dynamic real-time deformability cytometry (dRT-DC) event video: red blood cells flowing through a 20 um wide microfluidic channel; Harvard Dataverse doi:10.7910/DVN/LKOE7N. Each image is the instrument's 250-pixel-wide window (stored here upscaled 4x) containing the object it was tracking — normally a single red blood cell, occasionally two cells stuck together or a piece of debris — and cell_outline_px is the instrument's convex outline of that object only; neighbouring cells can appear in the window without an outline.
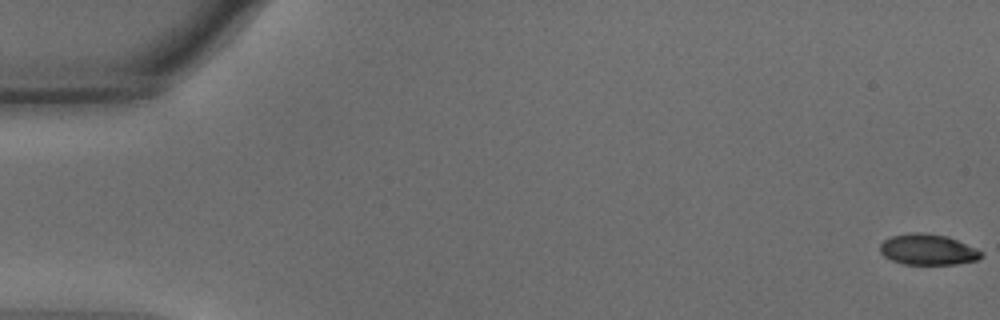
{"species": "common noctule bat (a hibernating species)", "species_latin": "Nyctalus noctula", "temperature_condition": "warm", "stored_images_in_passage": 55, "camera_frame_rate_fps": 3000, "um_per_image_px": 0.085, "animal": {"sex": "male", "body_mass_g": 15.6}, "frame": {"image": 1, "passage_image": 1, "time_ms": 0.0, "image_size_px": [1000, 320], "cell_outline_px": [[984, 256], [976, 260], [956, 264], [904, 264], [892, 260], [884, 256], [880, 252], [880, 244], [884, 240], [892, 236], [908, 232], [920, 232], [948, 236], [976, 248], [984, 252]], "centroid_in_image_um": [78.88, 21.2], "position_along_channel_um": 6.1, "area_um2": 18.26}}
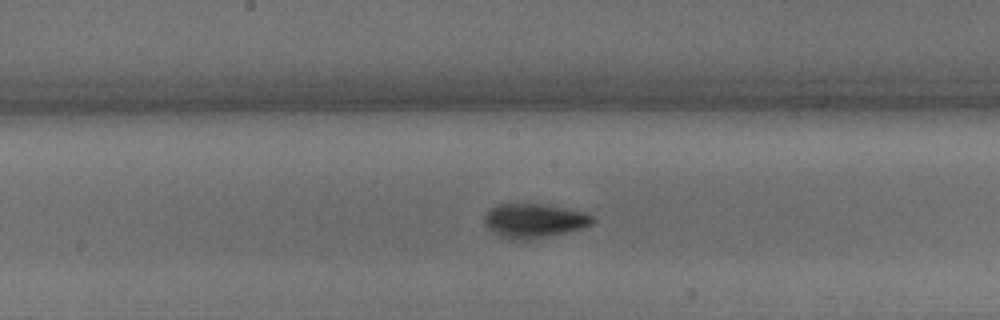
{"frame": {"image": 2, "passage_image": 29, "time_ms": 9.333, "image_size_px": [1000, 320], "cell_outline_px": [[596, 220], [592, 224], [584, 228], [568, 232], [524, 240], [512, 240], [500, 236], [488, 228], [484, 224], [484, 216], [492, 208], [500, 204], [544, 204], [584, 212], [596, 216]], "centroid_in_image_um": [45.44, 18.76], "position_along_channel_um": 202.8, "area_um2": 21.5}}
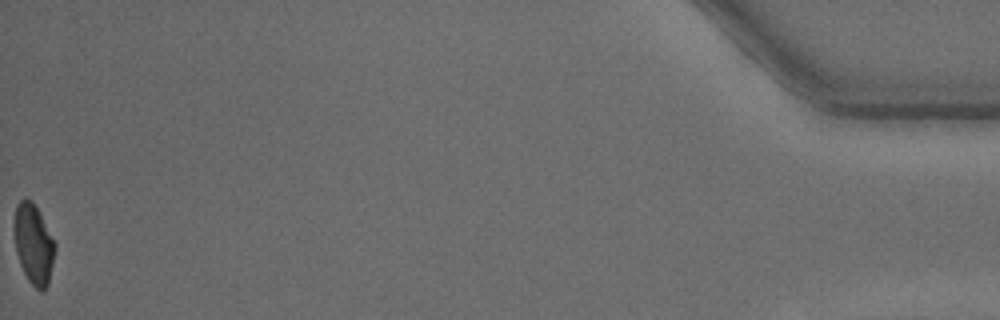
{"frame": {"image": 3, "passage_image": 55, "time_ms": 18.0, "image_size_px": [1000, 320], "cell_outline_px": [[56, 248], [48, 284], [44, 292], [40, 292], [28, 280], [20, 264], [16, 252], [12, 228], [12, 224], [16, 204], [20, 200], [32, 200], [56, 244]], "centroid_in_image_um": [2.82, 20.76], "position_along_channel_um": 432.4, "area_um2": 19.19}, "authors_computed_cell_mechanics": {"area_um2": 19.7098, "velocity_mm_per_s": 3.7715, "shape_relaxation_time_tau1_ms": 3.2326, "shape_relaxation_time_tau2_ms": 2.2236, "deformation_change_tau1": 0.1307, "deformation_change_tau2": 0.052}}